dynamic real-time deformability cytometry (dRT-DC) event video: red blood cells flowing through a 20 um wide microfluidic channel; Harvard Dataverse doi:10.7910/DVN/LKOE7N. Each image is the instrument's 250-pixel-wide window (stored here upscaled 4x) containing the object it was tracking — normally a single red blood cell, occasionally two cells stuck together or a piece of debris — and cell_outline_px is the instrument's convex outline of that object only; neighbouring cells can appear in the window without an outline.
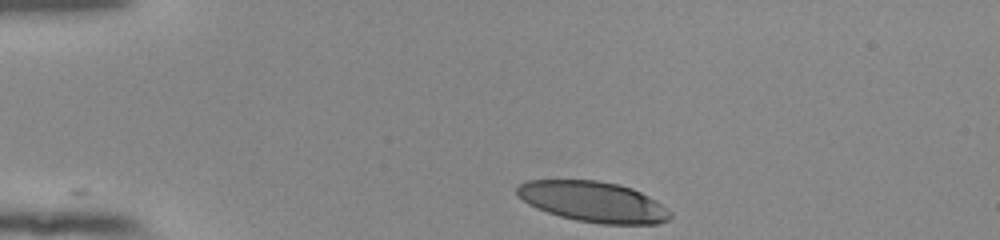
{"species": "human", "species_latin": "Homo sapiens", "temperature_condition": "room temperature", "stored_images_in_passage": 35, "camera_frame_rate_fps": 3000, "um_per_image_px": 0.085, "donor": {"sex": "female"}, "frame": {"image": 1, "passage_image": 1, "time_ms": 0.0, "image_size_px": [1000, 240], "cell_outline_px": [[672, 216], [668, 220], [656, 224], [600, 224], [576, 220], [560, 216], [536, 208], [528, 204], [516, 196], [516, 188], [520, 184], [528, 180], [596, 180], [620, 184], [632, 188], [648, 196], [672, 212]], "centroid_in_image_um": [50.4, 17.15], "position_along_channel_um": 34.6, "area_um2": 36.3}}
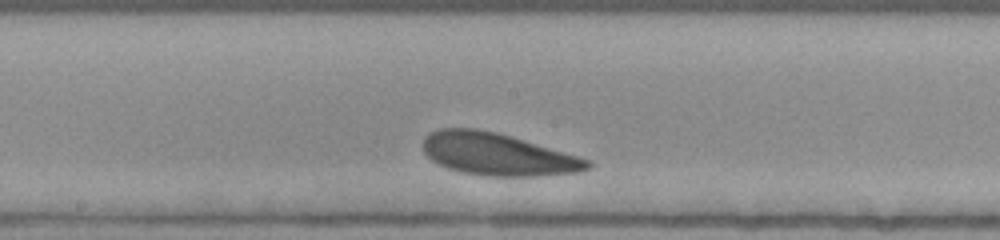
{"frame": {"image": 2, "passage_image": 20, "time_ms": 6.333, "image_size_px": [1000, 240], "cell_outline_px": [[592, 164], [588, 168], [580, 172], [536, 176], [480, 176], [460, 172], [448, 168], [432, 160], [424, 152], [420, 144], [424, 136], [428, 132], [440, 128], [476, 128], [496, 132], [576, 156], [588, 160]], "centroid_in_image_um": [42.19, 13.11], "position_along_channel_um": 206.0, "area_um2": 40.4}}
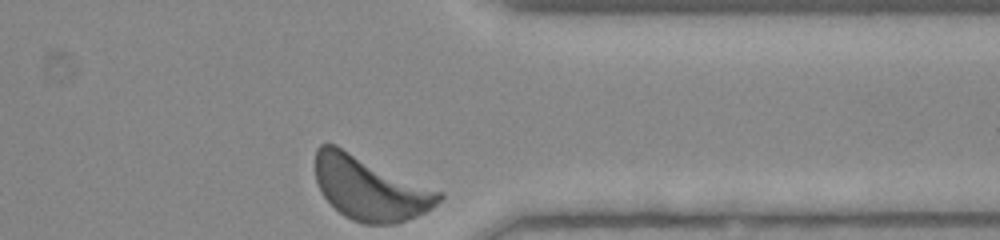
{"frame": {"image": 3, "passage_image": 35, "time_ms": 11.333, "image_size_px": [1000, 240], "cell_outline_px": [[444, 196], [432, 208], [416, 216], [396, 224], [364, 224], [352, 220], [344, 216], [320, 192], [316, 184], [316, 148], [320, 144], [336, 144], [444, 192]], "centroid_in_image_um": [31.46, 15.98], "position_along_channel_um": 379.9, "area_um2": 46.3}, "authors_computed_cell_mechanics": {"area_um2": 39.9398, "velocity_mm_per_s": 3.5899, "shape_relaxation_time_tau1_ms": 1.3613, "shape_relaxation_time_tau2_ms": 1.7621, "deformation_change_tau1": 0.0633, "deformation_change_tau2": 0.0948}}